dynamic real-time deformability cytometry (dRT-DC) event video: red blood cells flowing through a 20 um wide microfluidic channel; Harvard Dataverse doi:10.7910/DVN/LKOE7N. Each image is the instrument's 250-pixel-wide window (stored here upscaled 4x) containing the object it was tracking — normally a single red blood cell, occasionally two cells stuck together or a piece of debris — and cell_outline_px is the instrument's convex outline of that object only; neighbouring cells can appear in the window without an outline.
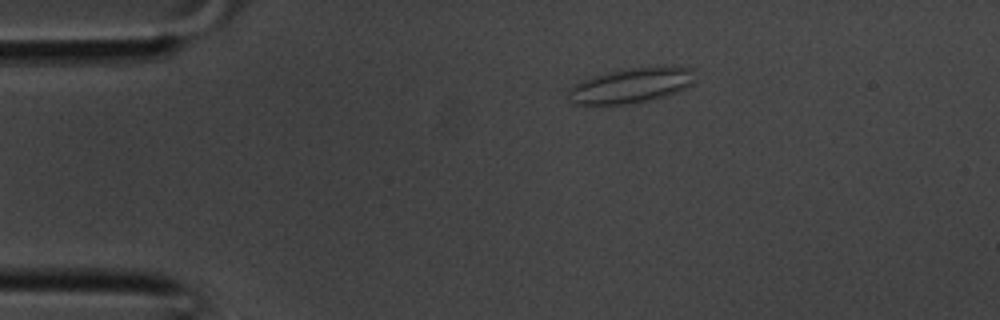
{"species": "common noctule bat (a hibernating species)", "species_latin": "Nyctalus noctula", "temperature_condition": "room temperature", "stored_images_in_passage": 31, "camera_frame_rate_fps": 3000, "um_per_image_px": 0.085, "animal": {"sex": "male", "body_mass_g": 20.1, "forearm_length_mm": 53.5}, "frame": {"image": 1, "passage_image": 1, "time_ms": 0.0, "image_size_px": [1000, 320], "cell_outline_px": [[692, 84], [668, 96], [632, 104], [576, 104], [568, 96], [568, 88], [572, 84], [580, 80], [604, 72], [624, 68], [672, 64], [692, 68]], "centroid_in_image_um": [53.64, 7.22], "position_along_channel_um": 31.4, "area_um2": 26.53}}
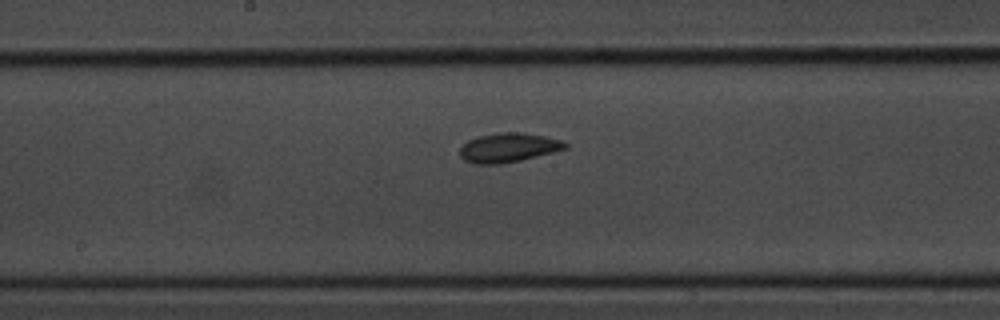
{"frame": {"image": 2, "passage_image": 13, "time_ms": 4.0, "image_size_px": [1000, 320], "cell_outline_px": [[568, 148], [520, 160], [500, 164], [472, 164], [464, 160], [460, 156], [460, 148], [468, 140], [480, 136], [500, 132], [520, 132], [544, 136], [564, 140], [568, 144]], "centroid_in_image_um": [43.21, 12.55], "position_along_channel_um": 205.0, "area_um2": 17.92}}
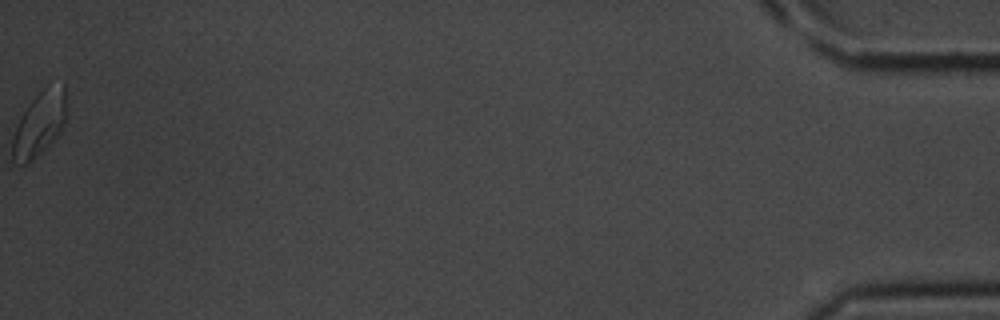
{"frame": {"image": 3, "passage_image": 31, "time_ms": 10.0, "image_size_px": [1000, 320], "cell_outline_px": [[68, 112], [64, 124], [60, 132], [32, 160], [24, 164], [20, 164], [12, 160], [12, 136], [24, 112], [32, 100], [48, 84], [64, 84]], "centroid_in_image_um": [3.39, 10.49], "position_along_channel_um": 431.8, "area_um2": 20.06}}